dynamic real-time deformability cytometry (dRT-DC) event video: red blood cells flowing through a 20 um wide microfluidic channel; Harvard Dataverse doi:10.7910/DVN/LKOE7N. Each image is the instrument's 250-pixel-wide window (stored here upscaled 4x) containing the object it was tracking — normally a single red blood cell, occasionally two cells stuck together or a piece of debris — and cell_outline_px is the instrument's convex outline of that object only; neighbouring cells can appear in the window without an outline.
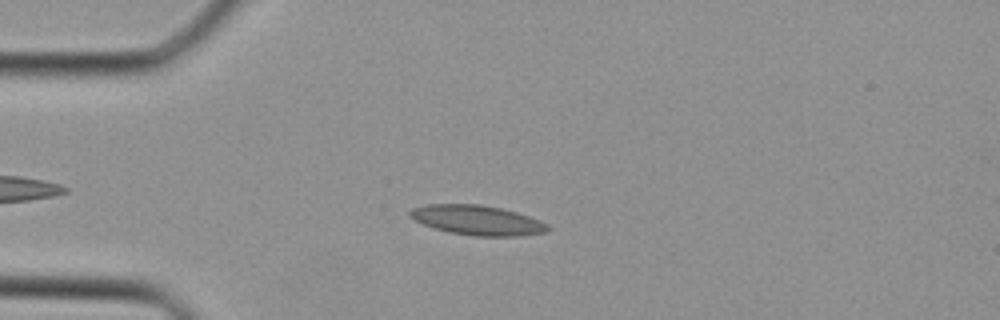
{"species": "Egyptian fruit bat (a non-hibernating species)", "species_latin": "Rousettus aegyptiacus", "temperature_condition": "cold", "stored_images_in_passage": 35, "camera_frame_rate_fps": 3000, "um_per_image_px": 0.085, "animal": {"sex": "female"}, "frame": {"image": 1, "passage_image": 6, "time_ms": 1.667, "image_size_px": [1000, 320], "cell_outline_px": [[552, 228], [548, 232], [520, 236], [476, 236], [448, 232], [432, 228], [408, 216], [408, 212], [412, 208], [428, 204], [480, 204], [500, 208], [516, 212], [540, 220], [548, 224]], "centroid_in_image_um": [40.59, 18.72], "position_along_channel_um": 44.4, "area_um2": 24.04}}
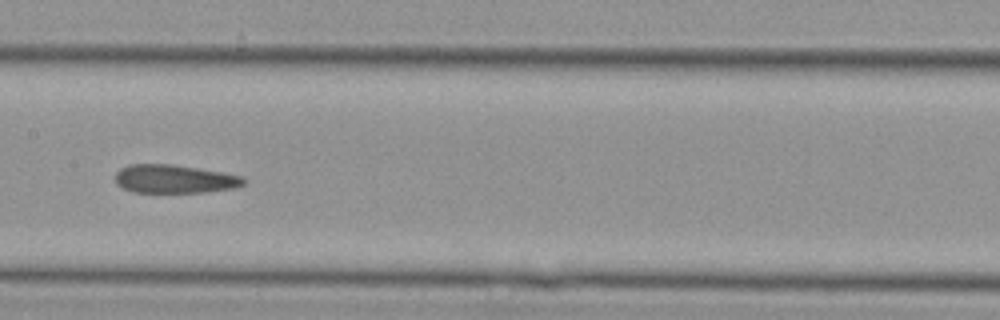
{"frame": {"image": 2, "passage_image": 16, "time_ms": 5.0, "image_size_px": [1000, 320], "cell_outline_px": [[248, 180], [244, 184], [236, 188], [208, 192], [132, 192], [116, 184], [116, 172], [120, 168], [128, 164], [172, 164], [220, 172], [240, 176]], "centroid_in_image_um": [14.82, 15.21], "position_along_channel_um": 192.6, "area_um2": 21.27}}
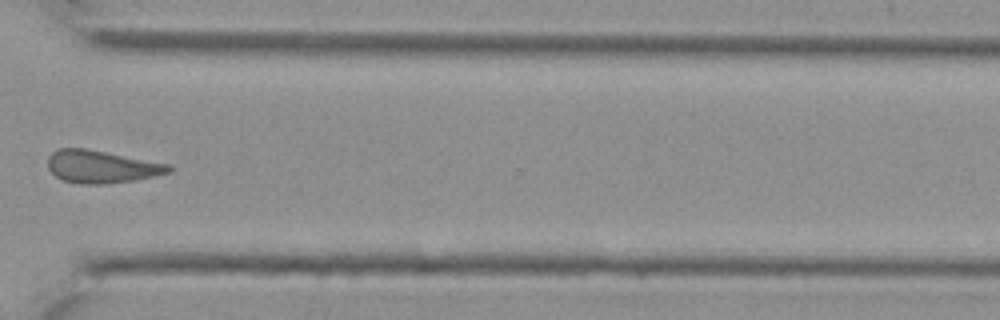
{"frame": {"image": 3, "passage_image": 26, "time_ms": 8.333, "image_size_px": [1000, 320], "cell_outline_px": [[172, 172], [156, 176], [132, 180], [104, 184], [80, 184], [64, 180], [56, 176], [48, 168], [48, 156], [52, 152], [60, 148], [84, 148], [172, 164]], "centroid_in_image_um": [8.66, 14.16], "position_along_channel_um": 361.9, "area_um2": 23.0}}